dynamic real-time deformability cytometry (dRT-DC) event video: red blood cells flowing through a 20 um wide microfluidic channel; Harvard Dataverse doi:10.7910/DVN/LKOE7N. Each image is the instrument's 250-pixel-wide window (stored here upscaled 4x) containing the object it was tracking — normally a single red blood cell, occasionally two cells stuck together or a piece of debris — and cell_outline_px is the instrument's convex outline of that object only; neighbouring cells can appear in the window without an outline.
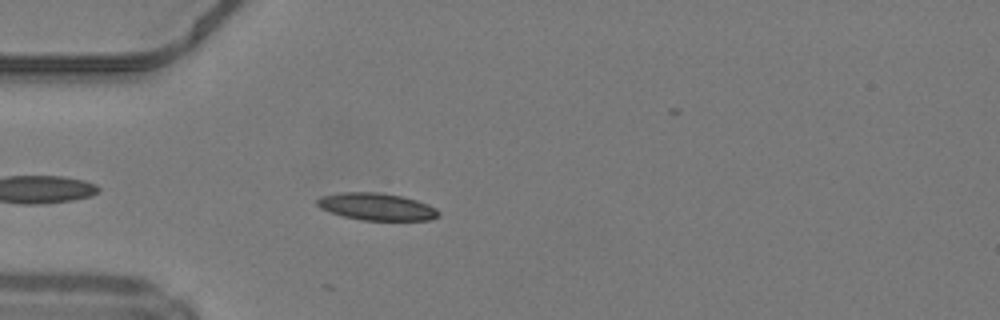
{"species": "common noctule bat (a hibernating species)", "species_latin": "Nyctalus noctula", "temperature_condition": "warm", "stored_images_in_passage": 20, "camera_frame_rate_fps": 3000, "um_per_image_px": 0.085, "animal": {"sex": "male", "body_mass_g": 19.2, "forearm_length_mm": 51.8}, "frame": {"image": 1, "passage_image": 4, "time_ms": 1.0, "image_size_px": [1000, 320], "cell_outline_px": [[440, 216], [432, 220], [360, 220], [344, 216], [320, 208], [316, 204], [316, 200], [320, 196], [344, 192], [380, 192], [404, 196], [428, 204], [436, 208], [440, 212]], "centroid_in_image_um": [32.05, 17.56], "position_along_channel_um": 53.0, "area_um2": 19.36}}
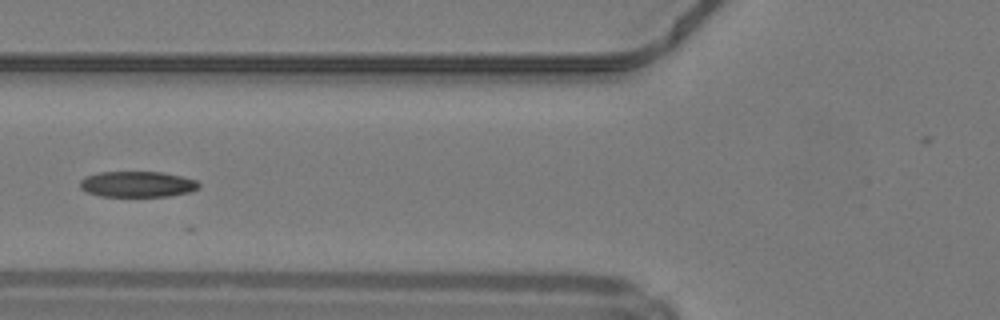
{"frame": {"image": 2, "passage_image": 9, "time_ms": 2.667, "image_size_px": [1000, 320], "cell_outline_px": [[200, 188], [188, 192], [168, 196], [100, 196], [88, 192], [80, 188], [80, 180], [88, 176], [100, 172], [164, 172], [196, 180], [200, 184]], "centroid_in_image_um": [11.69, 15.65], "position_along_channel_um": 114.1, "area_um2": 17.74}}